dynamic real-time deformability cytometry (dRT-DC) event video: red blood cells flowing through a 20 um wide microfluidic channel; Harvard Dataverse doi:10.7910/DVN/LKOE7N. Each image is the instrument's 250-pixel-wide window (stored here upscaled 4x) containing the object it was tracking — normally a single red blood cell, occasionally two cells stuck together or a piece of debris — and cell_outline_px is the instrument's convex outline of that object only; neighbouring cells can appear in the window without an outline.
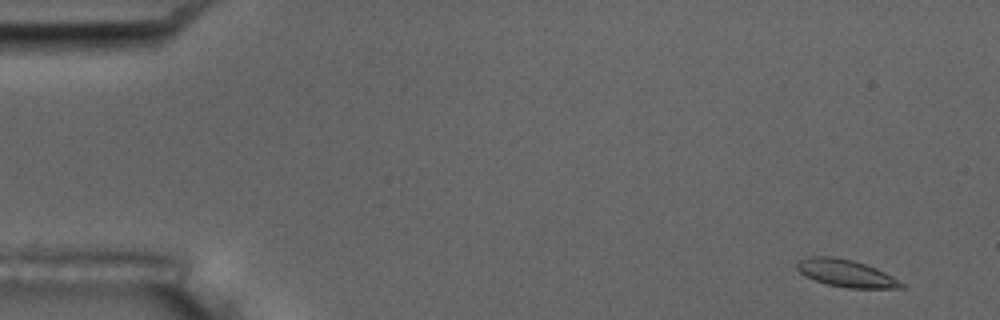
{"species": "common noctule bat (a hibernating species)", "species_latin": "Nyctalus noctula", "temperature_condition": "room temperature", "stored_images_in_passage": 7, "camera_frame_rate_fps": 3000, "um_per_image_px": 0.085, "animal": {"sex": "male", "body_mass_g": 17.5, "forearm_length_mm": 52.3}, "frame": {"image": 1, "passage_image": 1, "time_ms": 0.0, "image_size_px": [1000, 320], "cell_outline_px": [[908, 288], [848, 288], [828, 284], [816, 280], [800, 272], [796, 268], [796, 260], [808, 256], [832, 256], [852, 260], [876, 268], [908, 284]], "centroid_in_image_um": [71.95, 23.22], "position_along_channel_um": 13.0, "area_um2": 16.7}}
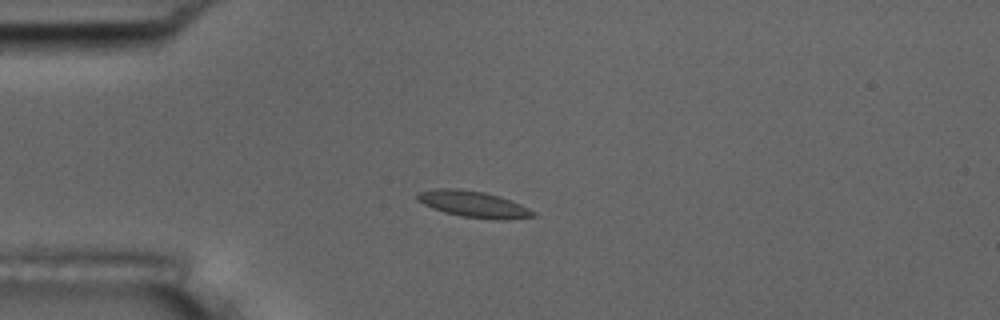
{"frame": {"image": 2, "passage_image": 4, "time_ms": 3.667, "image_size_px": [1000, 320], "cell_outline_px": [[536, 216], [508, 220], [496, 220], [460, 216], [444, 212], [432, 208], [416, 200], [416, 196], [420, 192], [436, 188], [460, 188], [484, 192], [500, 196], [520, 204], [536, 212]], "centroid_in_image_um": [40.26, 17.36], "position_along_channel_um": 44.7, "area_um2": 17.92}}